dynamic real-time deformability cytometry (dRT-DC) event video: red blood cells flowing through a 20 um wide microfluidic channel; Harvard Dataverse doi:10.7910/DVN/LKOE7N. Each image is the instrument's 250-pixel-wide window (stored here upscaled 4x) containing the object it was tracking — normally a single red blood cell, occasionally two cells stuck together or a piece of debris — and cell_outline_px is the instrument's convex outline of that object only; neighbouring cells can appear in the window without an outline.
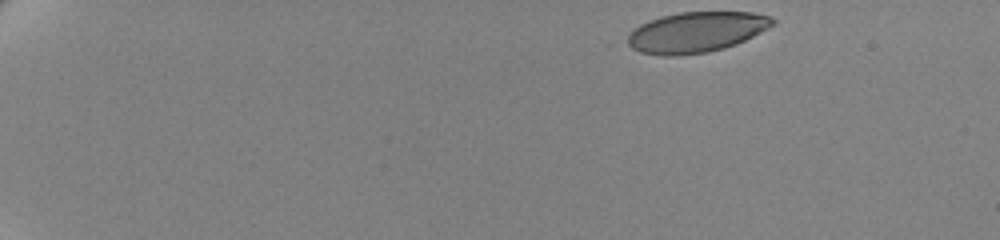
{"species": "human", "species_latin": "Homo sapiens", "temperature_condition": "cold", "stored_images_in_passage": 52, "camera_frame_rate_fps": 3000, "um_per_image_px": 0.085, "donor": {"sex": "female"}, "frame": {"image": 1, "passage_image": 1, "time_ms": 0.0, "image_size_px": [1000, 240], "cell_outline_px": [[776, 24], [736, 44], [724, 48], [708, 52], [676, 56], [660, 56], [640, 52], [624, 44], [628, 36], [640, 24], [648, 20], [660, 16], [680, 12], [752, 12], [768, 16], [776, 20]], "centroid_in_image_um": [59.15, 2.74], "position_along_channel_um": 25.9, "area_um2": 34.39}}
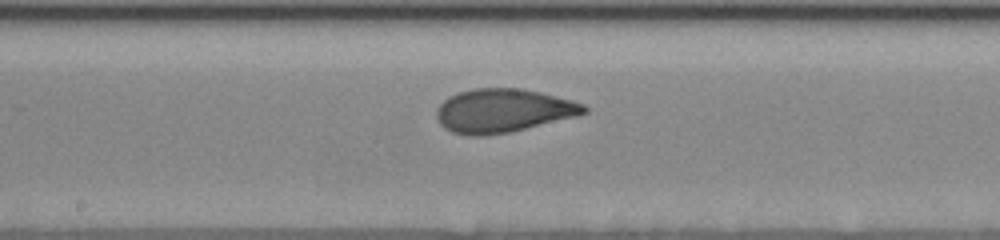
{"frame": {"image": 2, "passage_image": 28, "time_ms": 9.0, "image_size_px": [1000, 240], "cell_outline_px": [[588, 112], [576, 116], [508, 132], [480, 136], [472, 136], [452, 132], [444, 128], [440, 124], [436, 116], [436, 108], [448, 96], [460, 92], [476, 88], [520, 88], [540, 92], [572, 100], [584, 104], [588, 108]], "centroid_in_image_um": [42.74, 9.4], "position_along_channel_um": 205.5, "area_um2": 37.28}}
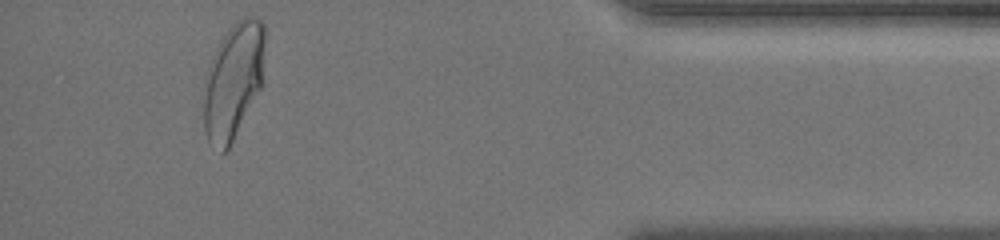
{"frame": {"image": 3, "passage_image": 49, "time_ms": 16.0, "image_size_px": [1000, 240], "cell_outline_px": [[264, 40], [260, 88], [228, 148], [224, 152], [220, 152], [208, 144], [204, 128], [204, 76], [208, 64], [220, 40], [228, 28], [236, 20], [244, 16], [252, 16], [260, 20], [264, 24]], "centroid_in_image_um": [19.78, 6.84], "position_along_channel_um": 415.4, "area_um2": 41.1}, "authors_computed_cell_mechanics": {"area_um2": 36.992, "velocity_mm_per_s": 3.4785, "shape_relaxation_time_tau1_ms": 4.4122, "shape_relaxation_time_tau2_ms": 0.9327, "deformation_change_tau1": 0.1711, "deformation_change_tau2": 0.0621}}